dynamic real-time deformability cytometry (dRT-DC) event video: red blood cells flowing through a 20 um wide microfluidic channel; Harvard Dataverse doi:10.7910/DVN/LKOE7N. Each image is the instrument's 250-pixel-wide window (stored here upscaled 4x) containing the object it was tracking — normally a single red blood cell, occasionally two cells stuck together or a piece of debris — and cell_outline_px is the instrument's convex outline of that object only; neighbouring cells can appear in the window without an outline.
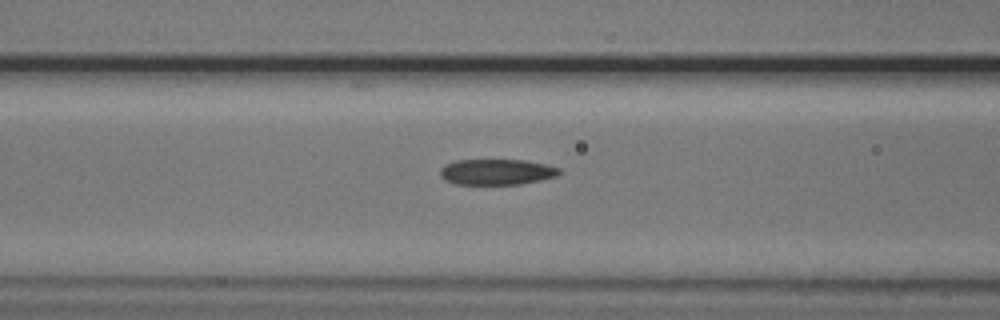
{"species": "common noctule bat (a hibernating species)", "species_latin": "Nyctalus noctula", "temperature_condition": "cold", "stored_images_in_passage": 35, "camera_frame_rate_fps": 3000, "um_per_image_px": 0.085, "animal": {"sex": "male", "body_mass_g": 20.5, "forearm_length_mm": 52.5}, "frame": {"image": 1, "passage_image": 5, "time_ms": 1.333, "image_size_px": [1000, 320], "cell_outline_px": [[564, 172], [556, 176], [540, 180], [520, 184], [456, 184], [444, 180], [440, 176], [440, 168], [444, 164], [456, 160], [524, 160], [544, 164], [560, 168]], "centroid_in_image_um": [42.2, 14.61], "position_along_channel_um": 124.4, "area_um2": 17.98}}
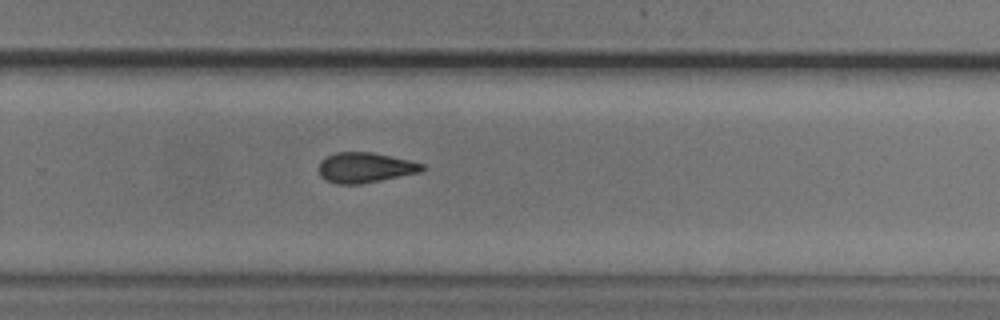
{"frame": {"image": 2, "passage_image": 19, "time_ms": 6.0, "image_size_px": [1000, 320], "cell_outline_px": [[428, 168], [420, 172], [360, 184], [336, 184], [324, 180], [320, 176], [320, 160], [336, 152], [372, 152], [408, 160], [424, 164]], "centroid_in_image_um": [31.03, 14.25], "position_along_channel_um": 298.8, "area_um2": 18.15}}
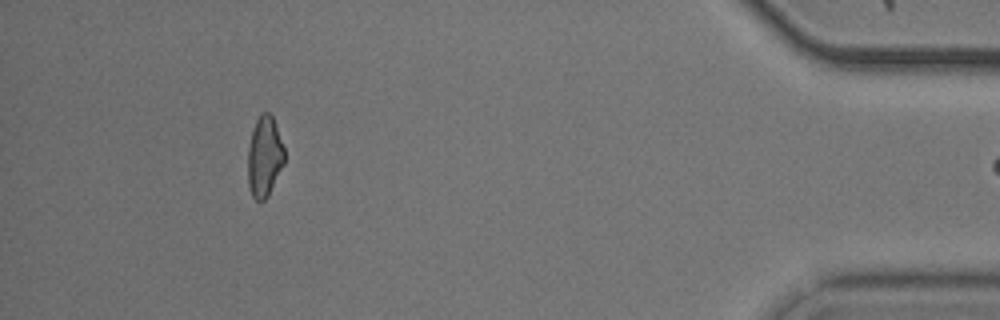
{"frame": {"image": 3, "passage_image": 33, "time_ms": 10.667, "image_size_px": [1000, 320], "cell_outline_px": [[284, 164], [268, 196], [260, 204], [252, 196], [248, 184], [248, 148], [252, 132], [256, 120], [260, 112], [268, 112], [272, 116], [276, 124], [284, 148]], "centroid_in_image_um": [22.48, 13.33], "position_along_channel_um": 412.7, "area_um2": 17.28}}